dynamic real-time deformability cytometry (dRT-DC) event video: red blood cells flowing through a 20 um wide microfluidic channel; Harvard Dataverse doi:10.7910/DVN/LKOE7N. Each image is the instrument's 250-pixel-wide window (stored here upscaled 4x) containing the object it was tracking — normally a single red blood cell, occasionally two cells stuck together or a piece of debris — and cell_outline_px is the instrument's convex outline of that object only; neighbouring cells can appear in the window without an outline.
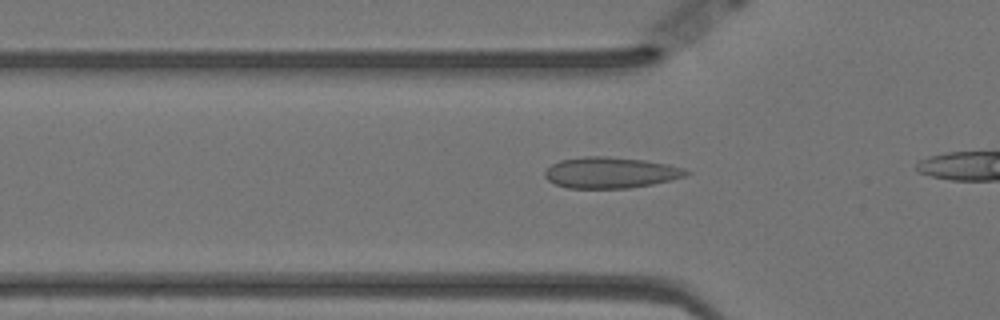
{"species": "Egyptian fruit bat (a non-hibernating species)", "species_latin": "Rousettus aegyptiacus", "temperature_condition": "warm", "stored_images_in_passage": 14, "camera_frame_rate_fps": 3000, "um_per_image_px": 0.085, "animal": {"sex": "female"}, "frame": {"image": 1, "passage_image": 8, "time_ms": 2.333, "image_size_px": [1000, 320], "cell_outline_px": [[692, 172], [684, 176], [672, 180], [652, 184], [628, 188], [568, 188], [556, 184], [548, 180], [544, 176], [544, 172], [552, 164], [560, 160], [584, 156], [608, 156], [644, 160], [668, 164], [684, 168]], "centroid_in_image_um": [51.91, 14.67], "position_along_channel_um": 73.9, "area_um2": 25.61}}
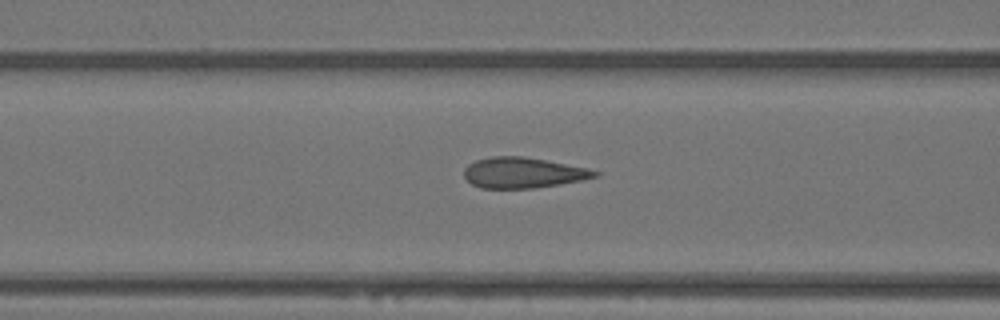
{"frame": {"image": 2, "passage_image": 12, "time_ms": 3.667, "image_size_px": [1000, 320], "cell_outline_px": [[600, 176], [560, 184], [536, 188], [480, 188], [472, 184], [464, 176], [464, 168], [468, 164], [476, 160], [492, 156], [520, 156], [544, 160], [588, 168], [600, 172]], "centroid_in_image_um": [44.45, 14.68], "position_along_channel_um": 122.1, "area_um2": 23.24}}